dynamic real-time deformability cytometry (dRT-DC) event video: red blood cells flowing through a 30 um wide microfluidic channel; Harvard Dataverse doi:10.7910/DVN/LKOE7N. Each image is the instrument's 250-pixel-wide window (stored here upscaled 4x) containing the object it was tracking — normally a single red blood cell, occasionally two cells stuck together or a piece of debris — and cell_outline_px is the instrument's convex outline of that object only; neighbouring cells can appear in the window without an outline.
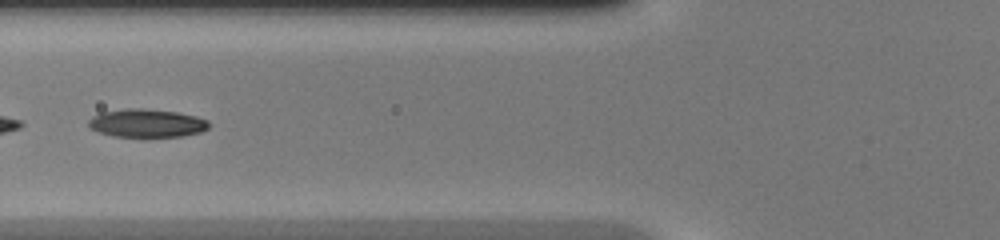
{"species": "common noctule bat (a hibernating species)", "species_latin": "Nyctalus noctula", "temperature_condition": "warm", "stored_images_in_passage": 17, "camera_frame_rate_fps": 3000, "um_per_image_px": 0.085, "animal": {"sex": "female", "body_mass_g": 20.0, "forearm_length_mm": 54.0}, "frame": {"image": 1, "passage_image": 14, "time_ms": 4.333, "image_size_px": [1000, 240], "cell_outline_px": [[208, 128], [200, 132], [184, 136], [112, 136], [88, 128], [88, 120], [92, 116], [100, 112], [124, 108], [140, 108], [176, 112], [196, 116], [208, 120]], "centroid_in_image_um": [12.43, 10.46], "position_along_channel_um": 113.4, "area_um2": 19.77}}